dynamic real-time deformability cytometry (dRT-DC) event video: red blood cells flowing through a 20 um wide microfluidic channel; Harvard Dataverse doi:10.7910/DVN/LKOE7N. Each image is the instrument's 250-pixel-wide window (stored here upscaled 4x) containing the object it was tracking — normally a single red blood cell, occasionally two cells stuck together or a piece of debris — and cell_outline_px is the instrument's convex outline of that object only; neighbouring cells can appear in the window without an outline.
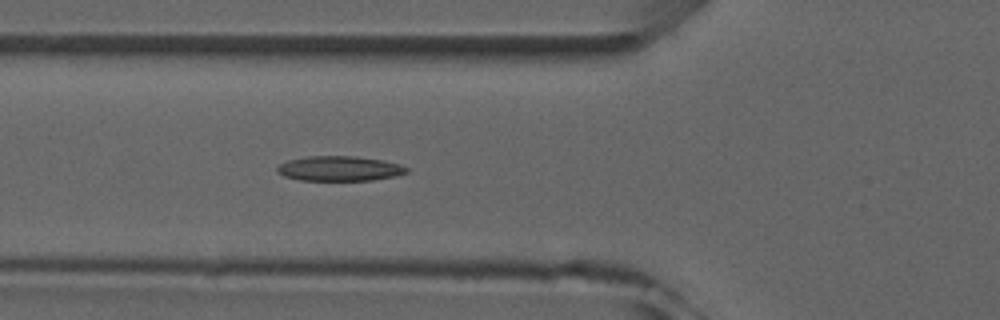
{"species": "common noctule bat (a hibernating species)", "species_latin": "Nyctalus noctula", "temperature_condition": "room temperature", "stored_images_in_passage": 6, "camera_frame_rate_fps": 3000, "um_per_image_px": 0.085, "animal": {"sex": "male", "forearm_length_mm": 52.5}, "frame": {"image": 1, "passage_image": 6, "time_ms": 5.667, "image_size_px": [1000, 320], "cell_outline_px": [[408, 172], [392, 176], [372, 180], [300, 180], [284, 176], [276, 172], [276, 168], [280, 164], [288, 160], [308, 156], [356, 156], [384, 160], [400, 164], [408, 168]], "centroid_in_image_um": [28.84, 14.32], "position_along_channel_um": 97.0, "area_um2": 18.73}}